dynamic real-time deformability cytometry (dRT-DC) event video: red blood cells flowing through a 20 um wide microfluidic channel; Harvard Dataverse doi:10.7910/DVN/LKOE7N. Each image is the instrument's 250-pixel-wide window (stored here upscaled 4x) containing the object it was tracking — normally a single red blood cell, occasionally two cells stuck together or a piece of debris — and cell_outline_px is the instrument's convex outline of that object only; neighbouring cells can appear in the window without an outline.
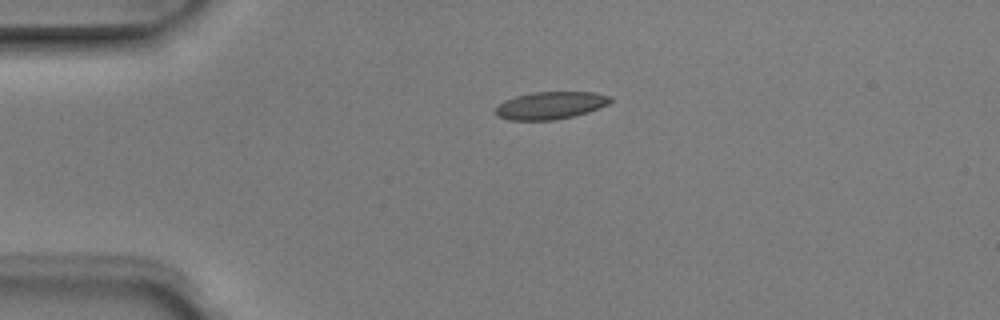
{"species": "Egyptian fruit bat (a non-hibernating species)", "species_latin": "Rousettus aegyptiacus", "temperature_condition": "room temperature", "stored_images_in_passage": 2, "camera_frame_rate_fps": 3000, "um_per_image_px": 0.085, "animal": {"sex": "male"}, "frame": {"image": 1, "passage_image": 1, "time_ms": 0.0, "image_size_px": [1000, 320], "cell_outline_px": [[612, 100], [608, 104], [588, 112], [556, 120], [508, 120], [496, 116], [496, 108], [504, 100], [516, 96], [532, 92], [592, 92], [612, 96]], "centroid_in_image_um": [46.79, 8.96], "position_along_channel_um": 38.2, "area_um2": 18.38}}